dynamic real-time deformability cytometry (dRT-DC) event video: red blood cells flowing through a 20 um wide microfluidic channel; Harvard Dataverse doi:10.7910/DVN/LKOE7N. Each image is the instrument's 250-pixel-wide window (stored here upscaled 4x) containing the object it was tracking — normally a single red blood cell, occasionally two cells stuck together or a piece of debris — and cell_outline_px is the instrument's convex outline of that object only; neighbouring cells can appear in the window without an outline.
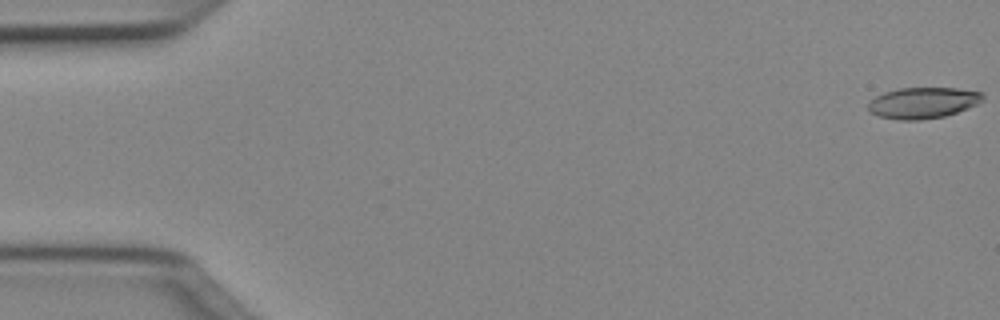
{"species": "Egyptian fruit bat (a non-hibernating species)", "species_latin": "Rousettus aegyptiacus", "temperature_condition": "cold", "stored_images_in_passage": 50, "camera_frame_rate_fps": 3000, "um_per_image_px": 0.085, "animal": {"sex": "female"}, "frame": {"image": 1, "passage_image": 1, "time_ms": 0.0, "image_size_px": [1000, 320], "cell_outline_px": [[984, 100], [968, 108], [944, 116], [920, 120], [900, 120], [880, 116], [868, 112], [868, 104], [876, 96], [884, 92], [900, 88], [956, 88], [980, 92], [984, 96]], "centroid_in_image_um": [78.44, 8.74], "position_along_channel_um": 6.6, "area_um2": 20.63}}
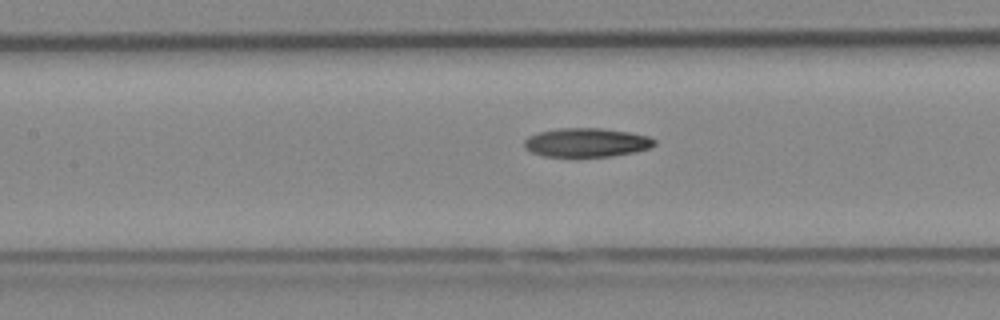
{"frame": {"image": 2, "passage_image": 23, "time_ms": 7.333, "image_size_px": [1000, 320], "cell_outline_px": [[656, 144], [652, 148], [636, 152], [612, 156], [544, 156], [532, 152], [524, 148], [524, 140], [528, 136], [540, 132], [560, 128], [600, 128], [632, 132], [648, 136], [656, 140]], "centroid_in_image_um": [49.9, 12.11], "position_along_channel_um": 157.5, "area_um2": 22.02}}
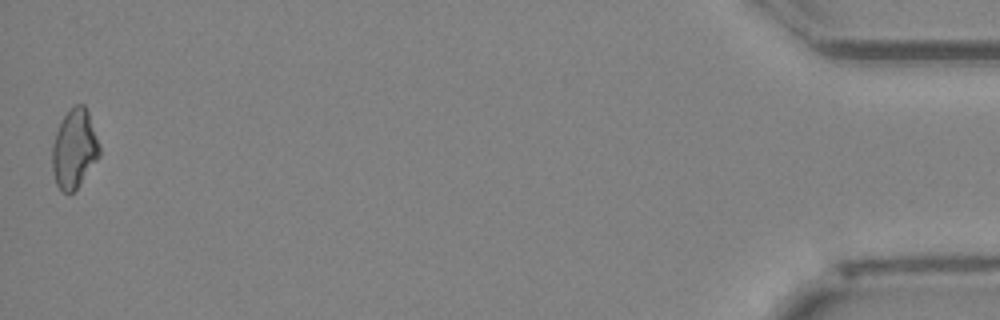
{"frame": {"image": 3, "passage_image": 50, "time_ms": 16.333, "image_size_px": [1000, 320], "cell_outline_px": [[100, 156], [80, 184], [68, 196], [56, 184], [52, 172], [52, 144], [56, 132], [64, 116], [76, 104], [84, 104], [88, 112], [100, 148]], "centroid_in_image_um": [6.3, 12.69], "position_along_channel_um": 428.9, "area_um2": 21.56}}